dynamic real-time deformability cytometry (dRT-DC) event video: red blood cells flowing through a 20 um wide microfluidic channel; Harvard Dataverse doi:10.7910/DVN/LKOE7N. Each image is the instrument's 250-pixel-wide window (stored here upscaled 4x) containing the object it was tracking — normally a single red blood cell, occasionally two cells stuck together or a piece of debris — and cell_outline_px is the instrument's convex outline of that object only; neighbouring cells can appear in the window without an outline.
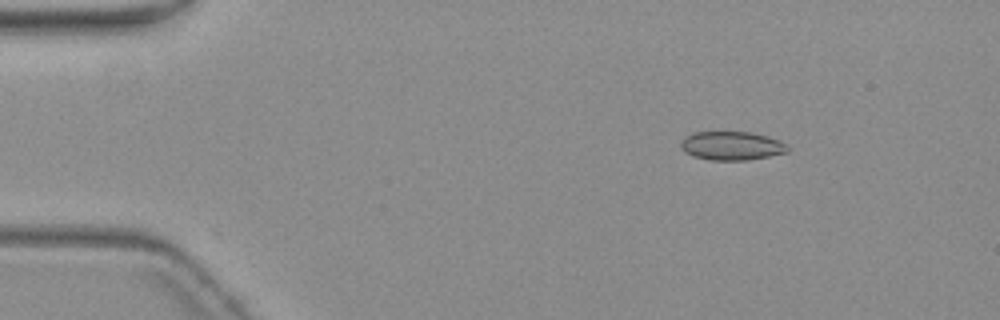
{"species": "common noctule bat (a hibernating species)", "species_latin": "Nyctalus noctula", "temperature_condition": "warm", "stored_images_in_passage": 3, "camera_frame_rate_fps": 3000, "um_per_image_px": 0.085, "animal": {"sex": "female", "body_mass_g": 19.3, "forearm_length_mm": 54.1}, "frame": {"image": 1, "passage_image": 1, "time_ms": 0.0, "image_size_px": [1000, 320], "cell_outline_px": [[788, 152], [748, 160], [708, 160], [692, 156], [684, 152], [680, 148], [680, 144], [684, 136], [692, 132], [752, 132], [768, 136], [780, 140], [788, 144]], "centroid_in_image_um": [62.17, 12.39], "position_along_channel_um": 22.8, "area_um2": 18.15}}